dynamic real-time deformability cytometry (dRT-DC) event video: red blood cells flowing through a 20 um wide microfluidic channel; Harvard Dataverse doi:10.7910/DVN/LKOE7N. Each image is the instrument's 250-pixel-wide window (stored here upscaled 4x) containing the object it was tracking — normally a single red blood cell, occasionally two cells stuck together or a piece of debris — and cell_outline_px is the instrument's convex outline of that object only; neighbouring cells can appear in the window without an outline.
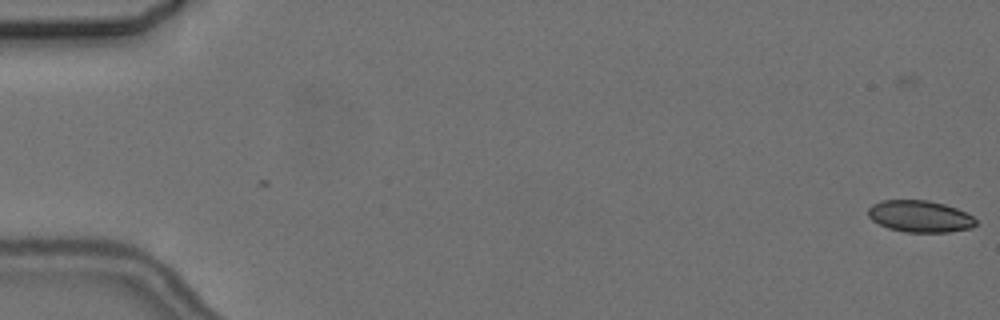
{"species": "common noctule bat (a hibernating species)", "species_latin": "Nyctalus noctula", "temperature_condition": "cold", "stored_images_in_passage": 2, "camera_frame_rate_fps": 3000, "um_per_image_px": 0.085, "animal": {"sex": "female", "body_mass_g": 24.6, "forearm_length_mm": 56.2}, "frame": {"image": 1, "passage_image": 2, "time_ms": 1.0, "image_size_px": [1000, 320], "cell_outline_px": [[976, 224], [972, 228], [948, 232], [904, 232], [888, 228], [872, 220], [868, 216], [868, 208], [872, 204], [880, 200], [928, 200], [944, 204], [956, 208], [972, 216], [976, 220]], "centroid_in_image_um": [78.17, 18.39], "position_along_channel_um": 6.8, "area_um2": 19.94}}